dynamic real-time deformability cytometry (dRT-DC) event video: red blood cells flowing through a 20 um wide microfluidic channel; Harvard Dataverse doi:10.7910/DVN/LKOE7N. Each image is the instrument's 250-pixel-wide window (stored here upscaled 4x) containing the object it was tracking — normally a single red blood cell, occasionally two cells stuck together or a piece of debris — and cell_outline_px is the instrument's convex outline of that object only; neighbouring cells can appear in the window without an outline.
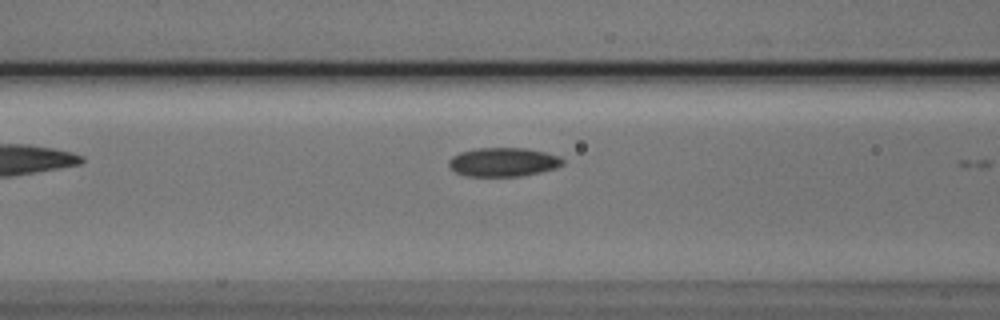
{"species": "Egyptian fruit bat (a non-hibernating species)", "species_latin": "Rousettus aegyptiacus", "temperature_condition": "cold", "stored_images_in_passage": 6, "camera_frame_rate_fps": 3000, "um_per_image_px": 0.085, "animal": {"sex": "male"}, "frame": {"image": 1, "passage_image": 5, "time_ms": 1.333, "image_size_px": [1000, 320], "cell_outline_px": [[564, 164], [556, 168], [540, 172], [520, 176], [468, 176], [456, 172], [448, 164], [448, 160], [452, 156], [460, 152], [476, 148], [528, 148], [560, 156], [564, 160]], "centroid_in_image_um": [42.79, 13.77], "position_along_channel_um": 123.8, "area_um2": 19.19}}